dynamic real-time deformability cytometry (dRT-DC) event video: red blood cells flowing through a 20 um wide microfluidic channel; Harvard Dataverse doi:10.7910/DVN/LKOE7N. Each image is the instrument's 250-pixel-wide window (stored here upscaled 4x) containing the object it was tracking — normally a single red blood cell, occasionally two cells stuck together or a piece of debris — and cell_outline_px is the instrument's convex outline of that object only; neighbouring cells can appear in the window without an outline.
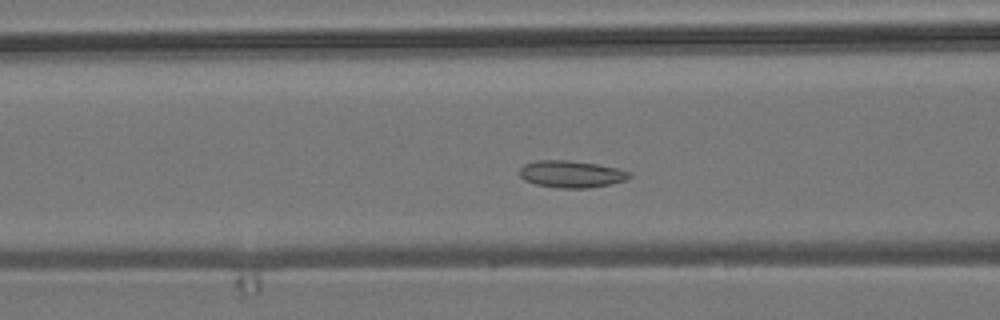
{"species": "common noctule bat (a hibernating species)", "species_latin": "Nyctalus noctula", "temperature_condition": "room temperature", "stored_images_in_passage": 53, "segment_of_instrument_passage": [1, 2], "camera_frame_rate_fps": 3000, "um_per_image_px": 0.085, "animal": {"sex": "male", "body_mass_g": 19.2, "forearm_length_mm": 51.8}, "frame": {"image": 1, "passage_image": 18, "time_ms": 5.667, "image_size_px": [1000, 320], "cell_outline_px": [[632, 176], [624, 180], [608, 184], [588, 188], [560, 188], [536, 184], [524, 180], [520, 176], [520, 168], [524, 164], [536, 160], [568, 160], [596, 164], [616, 168], [632, 172]], "centroid_in_image_um": [48.54, 14.79], "position_along_channel_um": 118.1, "area_um2": 17.17}}
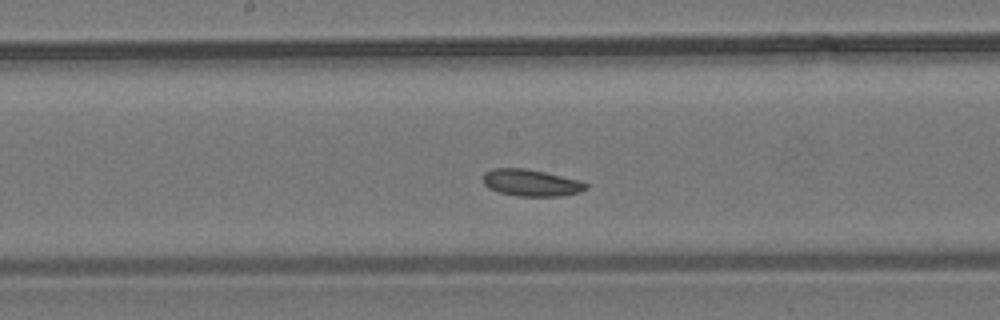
{"frame": {"image": 2, "passage_image": 25, "time_ms": 8.0, "image_size_px": [1000, 320], "cell_outline_px": [[588, 188], [580, 192], [560, 196], [516, 196], [500, 192], [488, 188], [484, 184], [484, 172], [492, 168], [524, 168], [544, 172], [580, 180], [588, 184]], "centroid_in_image_um": [45.15, 15.53], "position_along_channel_um": 203.1, "area_um2": 16.07}}
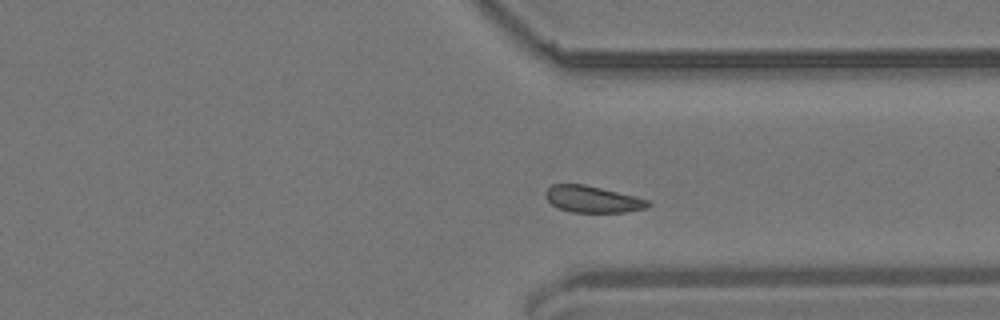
{"frame": {"image": 3, "passage_image": 38, "time_ms": 12.333, "image_size_px": [1000, 320], "cell_outline_px": [[652, 204], [648, 208], [624, 212], [572, 212], [560, 208], [552, 204], [544, 196], [544, 192], [552, 184], [584, 184], [648, 200]], "centroid_in_image_um": [50.35, 16.94], "position_along_channel_um": 361.1, "area_um2": 15.66}}